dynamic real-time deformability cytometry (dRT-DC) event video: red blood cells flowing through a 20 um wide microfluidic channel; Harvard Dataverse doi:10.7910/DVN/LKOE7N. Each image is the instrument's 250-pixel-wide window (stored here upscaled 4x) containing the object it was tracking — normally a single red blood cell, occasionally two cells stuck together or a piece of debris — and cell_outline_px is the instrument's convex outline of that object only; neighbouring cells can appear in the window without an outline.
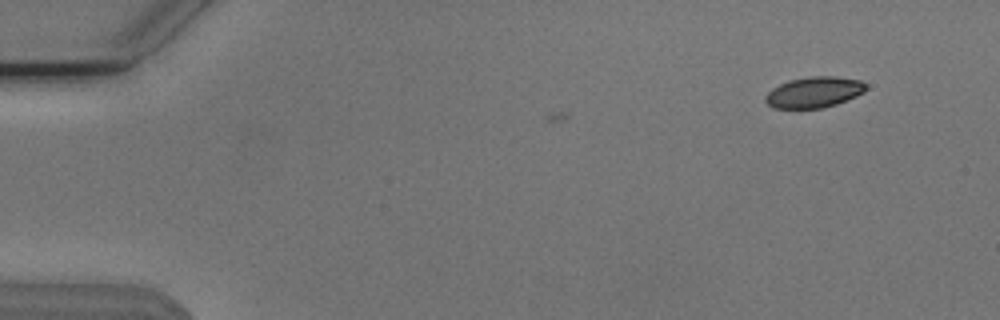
{"species": "Egyptian fruit bat (a non-hibernating species)", "species_latin": "Rousettus aegyptiacus", "temperature_condition": "cold", "stored_images_in_passage": 9, "camera_frame_rate_fps": 3000, "um_per_image_px": 0.085, "animal": {"sex": "male"}, "frame": {"image": 1, "passage_image": 9, "time_ms": 2.667, "image_size_px": [1000, 320], "cell_outline_px": [[868, 88], [864, 92], [856, 96], [836, 104], [820, 108], [772, 108], [764, 100], [764, 96], [772, 88], [780, 84], [792, 80], [812, 76], [836, 76], [860, 80]], "centroid_in_image_um": [69.19, 7.84], "position_along_channel_um": 15.8, "area_um2": 17.98}}